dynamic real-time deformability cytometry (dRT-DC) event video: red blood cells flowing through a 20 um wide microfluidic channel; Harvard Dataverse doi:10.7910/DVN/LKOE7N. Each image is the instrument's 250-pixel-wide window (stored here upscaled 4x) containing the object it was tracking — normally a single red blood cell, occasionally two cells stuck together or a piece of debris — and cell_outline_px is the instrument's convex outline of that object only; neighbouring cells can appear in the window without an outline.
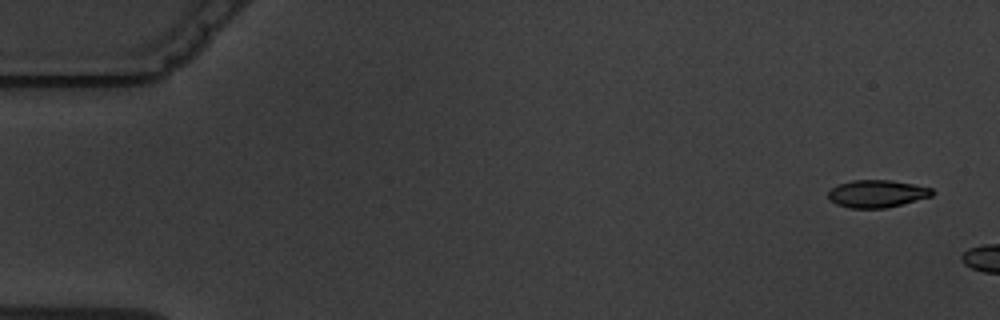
{"species": "common noctule bat (a hibernating species)", "species_latin": "Nyctalus noctula", "temperature_condition": "warm", "stored_images_in_passage": 3, "camera_frame_rate_fps": 3000, "um_per_image_px": 0.085, "animal": {"sex": "male", "body_mass_g": 19.5, "forearm_length_mm": 54.6}, "frame": {"image": 1, "passage_image": 1, "time_ms": 0.0, "image_size_px": [1000, 320], "cell_outline_px": [[936, 192], [932, 196], [884, 208], [848, 208], [836, 204], [828, 196], [828, 192], [836, 184], [852, 180], [892, 180], [932, 188]], "centroid_in_image_um": [74.53, 16.45], "position_along_channel_um": 10.5, "area_um2": 16.59}}